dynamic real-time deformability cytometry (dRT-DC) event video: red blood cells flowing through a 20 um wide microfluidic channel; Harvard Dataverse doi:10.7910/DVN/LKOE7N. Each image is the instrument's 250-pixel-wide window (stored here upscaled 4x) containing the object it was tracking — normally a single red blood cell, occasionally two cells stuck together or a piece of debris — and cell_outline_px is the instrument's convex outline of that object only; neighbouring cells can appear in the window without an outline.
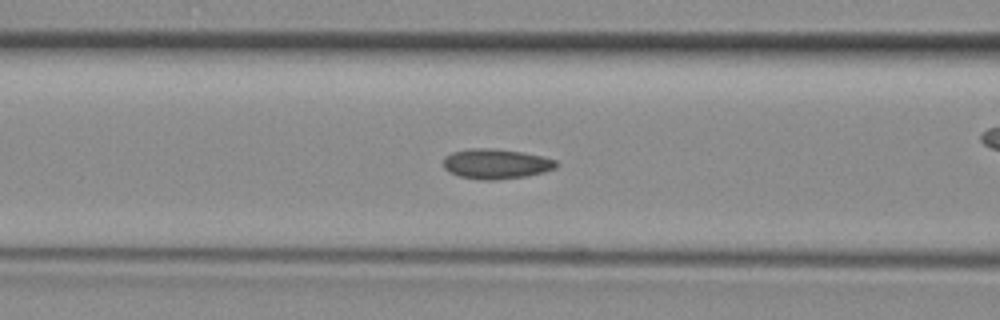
{"species": "common noctule bat (a hibernating species)", "species_latin": "Nyctalus noctula", "temperature_condition": "room temperature", "stored_images_in_passage": 33, "camera_frame_rate_fps": 3000, "um_per_image_px": 0.085, "animal": {"sex": "female", "body_mass_g": 29.2, "forearm_length_mm": 56.3}, "frame": {"image": 1, "passage_image": 8, "time_ms": 2.333, "image_size_px": [1000, 320], "cell_outline_px": [[560, 164], [556, 168], [544, 172], [524, 176], [492, 180], [480, 180], [460, 176], [448, 172], [444, 168], [444, 156], [452, 152], [468, 148], [492, 148], [524, 152], [544, 156], [556, 160]], "centroid_in_image_um": [42.17, 13.91], "position_along_channel_um": 124.4, "area_um2": 19.94}}
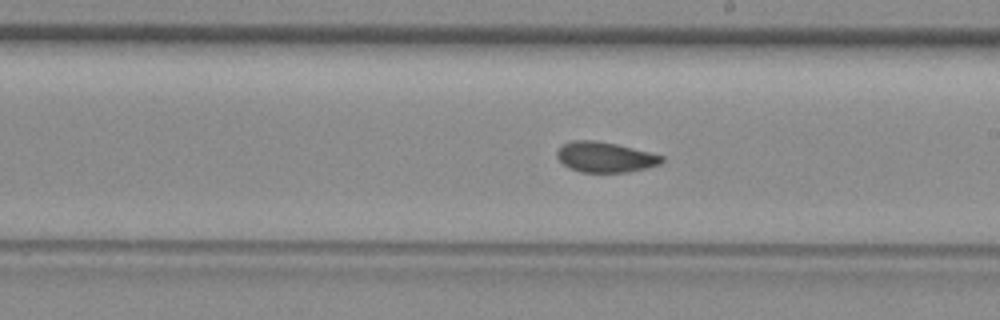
{"frame": {"image": 2, "passage_image": 16, "time_ms": 5.0, "image_size_px": [1000, 320], "cell_outline_px": [[664, 160], [660, 164], [648, 168], [628, 172], [580, 172], [568, 168], [556, 156], [556, 152], [560, 144], [572, 140], [596, 140], [616, 144], [664, 156]], "centroid_in_image_um": [51.4, 13.35], "position_along_channel_um": 237.6, "area_um2": 18.67}}
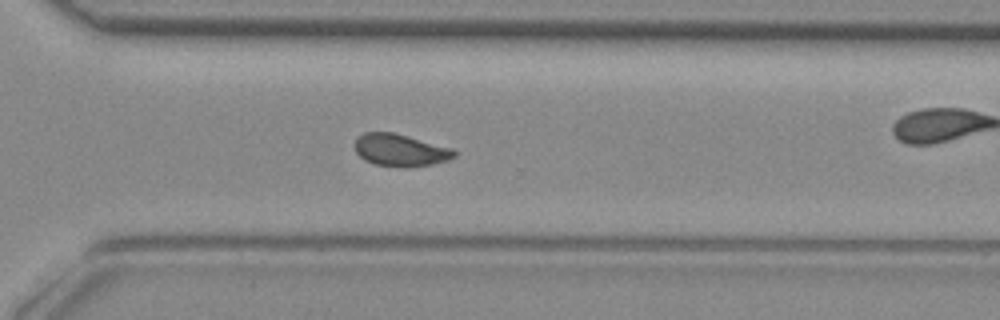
{"frame": {"image": 3, "passage_image": 23, "time_ms": 7.333, "image_size_px": [1000, 320], "cell_outline_px": [[456, 156], [448, 160], [432, 164], [408, 168], [400, 168], [372, 164], [364, 160], [356, 152], [356, 136], [364, 132], [392, 132], [408, 136], [452, 148], [456, 152]], "centroid_in_image_um": [34.01, 12.78], "position_along_channel_um": 336.6, "area_um2": 18.9}}